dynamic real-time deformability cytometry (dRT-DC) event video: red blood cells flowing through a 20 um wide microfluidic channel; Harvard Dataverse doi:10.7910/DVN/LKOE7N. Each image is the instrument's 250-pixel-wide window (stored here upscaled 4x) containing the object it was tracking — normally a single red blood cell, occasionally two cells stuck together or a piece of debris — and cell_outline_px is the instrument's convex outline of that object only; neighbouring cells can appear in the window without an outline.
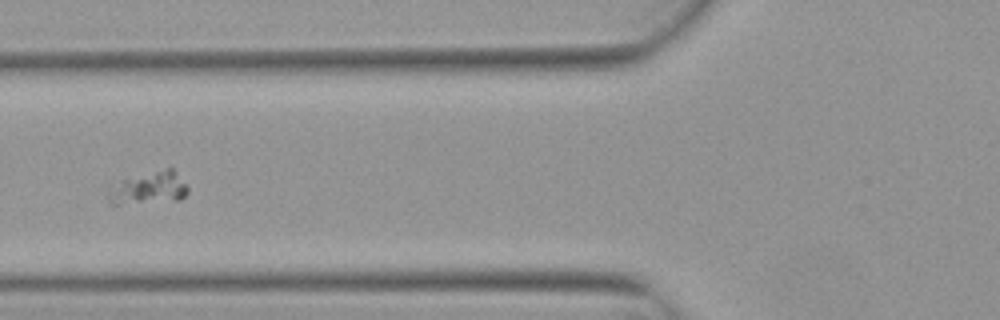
{"species": "Egyptian fruit bat (a non-hibernating species)", "species_latin": "Rousettus aegyptiacus", "temperature_condition": "warm", "stored_images_in_passage": 5, "camera_frame_rate_fps": 3000, "um_per_image_px": 0.085, "animal": {"sex": "female"}, "frame": {"image": 1, "passage_image": 5, "time_ms": 1.333, "image_size_px": [1000, 320], "cell_outline_px": [[188, 192], [180, 200], [120, 204], [108, 204], [108, 188], [120, 180], [168, 168], [172, 168], [176, 172], [188, 188]], "centroid_in_image_um": [12.62, 16.01], "position_along_channel_um": 113.2, "area_um2": 14.91}}